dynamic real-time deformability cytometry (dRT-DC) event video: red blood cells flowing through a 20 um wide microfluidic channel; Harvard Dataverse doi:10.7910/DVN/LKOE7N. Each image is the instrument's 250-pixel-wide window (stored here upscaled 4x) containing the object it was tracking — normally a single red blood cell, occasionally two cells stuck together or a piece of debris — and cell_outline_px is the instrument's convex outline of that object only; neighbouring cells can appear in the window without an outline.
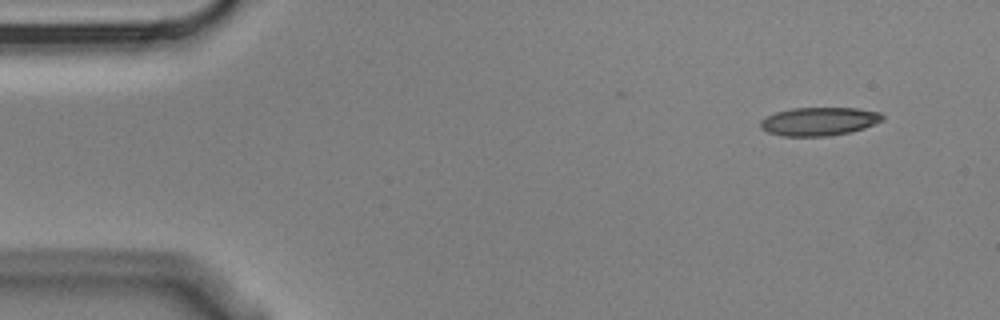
{"species": "Egyptian fruit bat (a non-hibernating species)", "species_latin": "Rousettus aegyptiacus", "temperature_condition": "cold", "stored_images_in_passage": 4, "camera_frame_rate_fps": 3000, "um_per_image_px": 0.085, "animal": {"sex": "male"}, "frame": {"image": 1, "passage_image": 1, "time_ms": 0.0, "image_size_px": [1000, 320], "cell_outline_px": [[884, 120], [864, 128], [852, 132], [828, 136], [780, 136], [768, 132], [760, 128], [760, 120], [776, 112], [792, 108], [856, 108], [880, 112], [884, 116]], "centroid_in_image_um": [69.63, 10.32], "position_along_channel_um": 15.4, "area_um2": 20.29}}
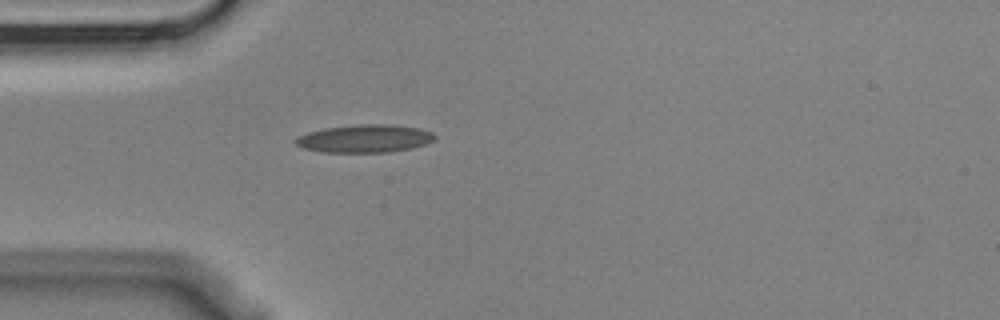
{"frame": {"image": 2, "passage_image": 4, "time_ms": 1.0, "image_size_px": [1000, 320], "cell_outline_px": [[436, 136], [432, 140], [424, 144], [412, 148], [388, 152], [320, 152], [304, 148], [296, 144], [296, 136], [308, 132], [324, 128], [360, 124], [392, 124], [416, 128], [432, 132]], "centroid_in_image_um": [30.97, 11.77], "position_along_channel_um": 54.0, "area_um2": 22.48}}